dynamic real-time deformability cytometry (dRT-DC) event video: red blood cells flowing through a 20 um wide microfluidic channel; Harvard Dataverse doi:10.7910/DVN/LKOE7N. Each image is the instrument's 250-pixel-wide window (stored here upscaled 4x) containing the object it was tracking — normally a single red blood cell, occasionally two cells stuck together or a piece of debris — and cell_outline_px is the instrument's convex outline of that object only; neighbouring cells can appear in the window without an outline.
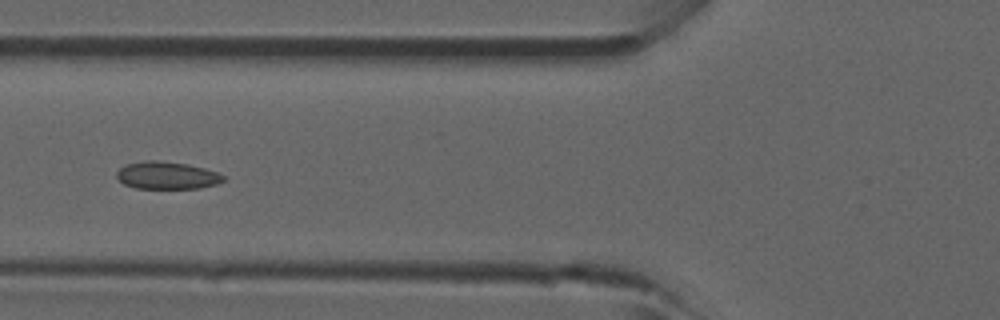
{"species": "common noctule bat (a hibernating species)", "species_latin": "Nyctalus noctula", "temperature_condition": "room temperature", "stored_images_in_passage": 26, "camera_frame_rate_fps": 3000, "um_per_image_px": 0.085, "animal": {"sex": "male", "forearm_length_mm": 52.5}, "frame": {"image": 1, "passage_image": 8, "time_ms": 2.333, "image_size_px": [1000, 320], "cell_outline_px": [[224, 180], [216, 184], [200, 188], [136, 188], [124, 184], [116, 176], [116, 172], [120, 168], [128, 164], [144, 160], [156, 160], [188, 164], [204, 168], [216, 172], [224, 176]], "centroid_in_image_um": [14.18, 14.9], "position_along_channel_um": 111.6, "area_um2": 16.94}}